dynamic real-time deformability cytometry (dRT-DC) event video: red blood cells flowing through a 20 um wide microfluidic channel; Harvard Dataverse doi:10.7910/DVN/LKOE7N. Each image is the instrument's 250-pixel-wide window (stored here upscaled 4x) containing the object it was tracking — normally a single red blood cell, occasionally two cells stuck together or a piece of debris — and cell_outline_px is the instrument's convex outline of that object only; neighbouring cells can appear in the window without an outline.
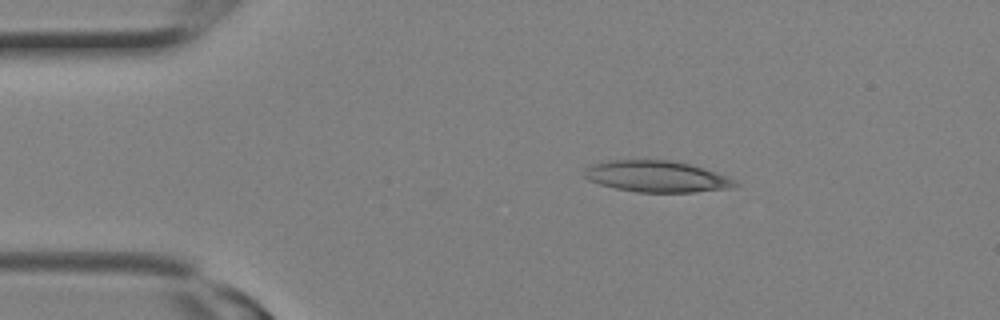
{"species": "Egyptian fruit bat (a non-hibernating species)", "species_latin": "Rousettus aegyptiacus", "temperature_condition": "room temperature", "stored_images_in_passage": 11, "camera_frame_rate_fps": 3000, "um_per_image_px": 0.085, "animal": {"sex": "female"}, "frame": {"image": 1, "passage_image": 1, "time_ms": 0.0, "image_size_px": [1000, 320], "cell_outline_px": [[740, 184], [732, 188], [696, 192], [636, 192], [616, 188], [600, 184], [588, 180], [584, 176], [584, 168], [592, 164], [612, 160], [672, 160], [704, 168], [736, 180]], "centroid_in_image_um": [55.82, 15.0], "position_along_channel_um": 29.2, "area_um2": 27.51}}
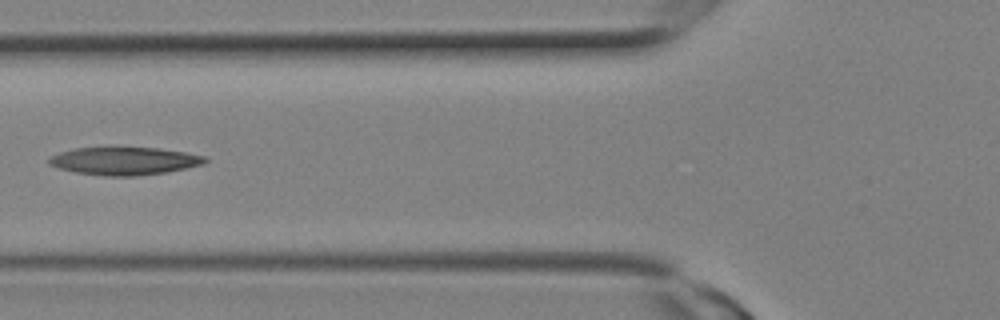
{"frame": {"image": 2, "passage_image": 6, "time_ms": 1.667, "image_size_px": [1000, 320], "cell_outline_px": [[208, 160], [204, 164], [168, 172], [136, 176], [104, 176], [76, 172], [60, 168], [48, 164], [48, 160], [52, 156], [60, 152], [76, 148], [108, 144], [116, 144], [160, 148], [184, 152], [204, 156]], "centroid_in_image_um": [10.56, 13.63], "position_along_channel_um": 115.2, "area_um2": 26.41}}
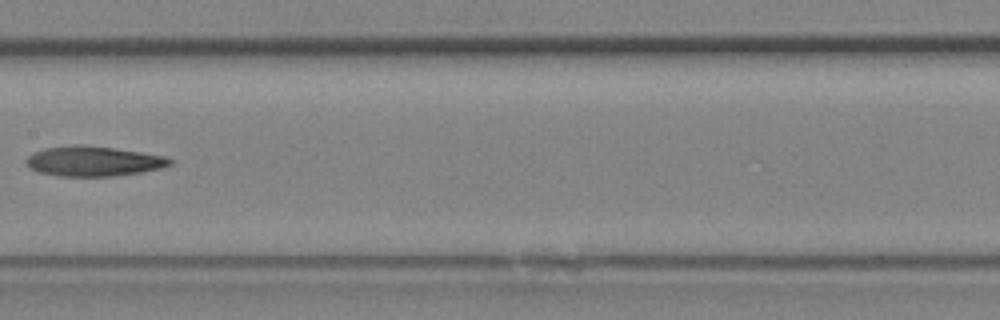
{"frame": {"image": 3, "passage_image": 9, "time_ms": 2.667, "image_size_px": [1000, 320], "cell_outline_px": [[172, 164], [160, 168], [140, 172], [112, 176], [60, 176], [40, 172], [28, 168], [24, 164], [24, 160], [28, 156], [44, 148], [76, 144], [112, 148], [140, 152], [164, 156], [172, 160]], "centroid_in_image_um": [7.89, 13.7], "position_along_channel_um": 199.5, "area_um2": 24.91}}